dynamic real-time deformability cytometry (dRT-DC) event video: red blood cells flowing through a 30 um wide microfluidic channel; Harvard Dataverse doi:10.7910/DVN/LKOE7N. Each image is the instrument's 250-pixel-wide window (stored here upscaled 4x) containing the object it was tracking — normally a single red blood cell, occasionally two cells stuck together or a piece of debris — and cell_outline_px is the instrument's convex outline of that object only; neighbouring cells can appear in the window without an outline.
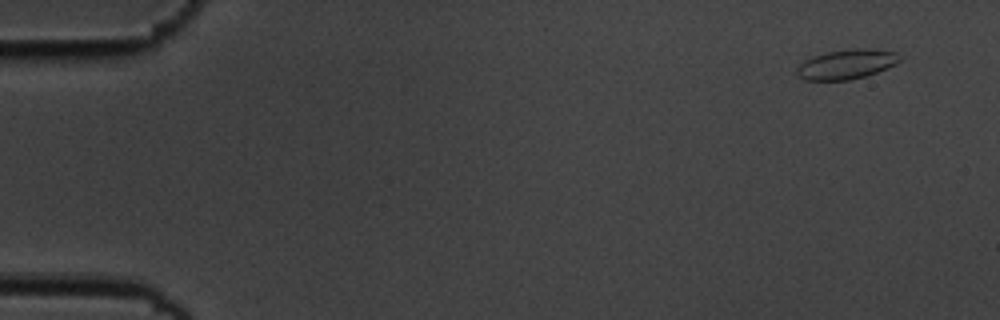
{"species": "common noctule bat (a hibernating species)", "species_latin": "Nyctalus noctula", "temperature_condition": "cold", "stored_images_in_passage": 5, "camera_frame_rate_fps": 3000, "um_per_image_px": 0.085, "animal": {"sex": "male", "body_mass_g": 19.5, "forearm_length_mm": 54.6}, "frame": {"image": 1, "passage_image": 1, "time_ms": 0.0, "image_size_px": [1000, 320], "cell_outline_px": [[900, 60], [896, 64], [876, 72], [864, 76], [848, 80], [804, 80], [796, 76], [796, 68], [804, 60], [812, 56], [828, 52], [856, 48], [864, 48], [896, 52]], "centroid_in_image_um": [71.89, 5.47], "position_along_channel_um": 13.1, "area_um2": 17.63}}